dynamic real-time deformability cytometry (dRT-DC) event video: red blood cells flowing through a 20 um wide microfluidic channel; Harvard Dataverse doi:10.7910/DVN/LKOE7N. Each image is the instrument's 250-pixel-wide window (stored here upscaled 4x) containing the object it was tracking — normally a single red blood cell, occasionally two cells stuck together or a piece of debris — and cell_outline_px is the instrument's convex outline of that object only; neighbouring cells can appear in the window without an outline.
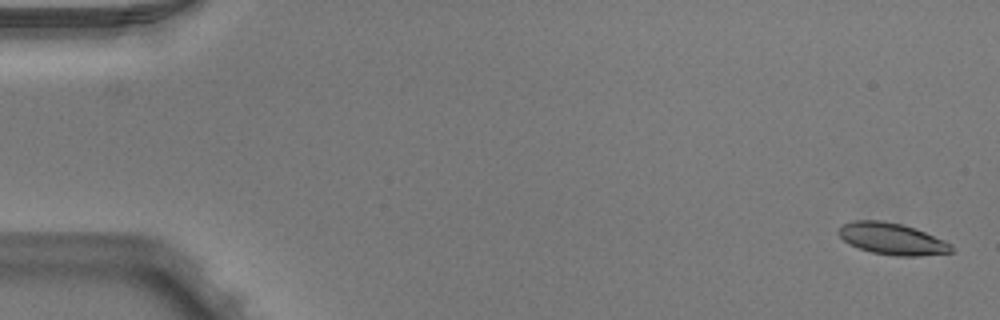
{"species": "Egyptian fruit bat (a non-hibernating species)", "species_latin": "Rousettus aegyptiacus", "temperature_condition": "warm", "stored_images_in_passage": 51, "camera_frame_rate_fps": 3000, "um_per_image_px": 0.085, "animal": {"sex": "male"}, "frame": {"image": 1, "passage_image": 1, "time_ms": 0.0, "image_size_px": [1000, 320], "cell_outline_px": [[952, 252], [920, 256], [896, 256], [872, 252], [848, 244], [836, 232], [840, 224], [852, 220], [884, 220], [916, 228], [944, 240], [952, 244]], "centroid_in_image_um": [75.79, 20.28], "position_along_channel_um": 9.2, "area_um2": 20.98}}
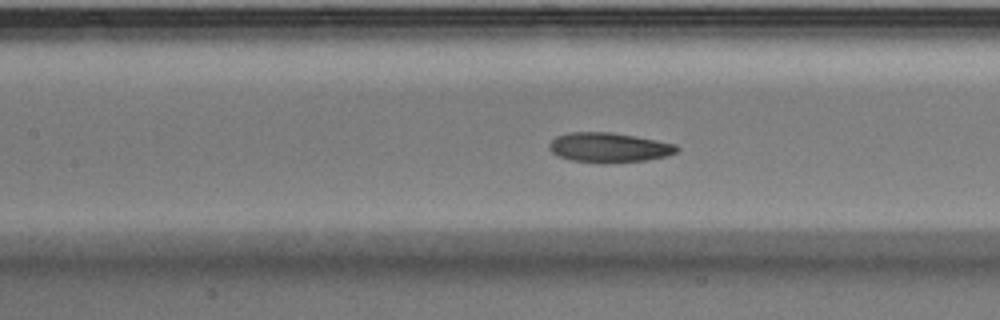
{"frame": {"image": 2, "passage_image": 23, "time_ms": 7.333, "image_size_px": [1000, 320], "cell_outline_px": [[680, 148], [676, 152], [664, 156], [648, 160], [608, 164], [604, 164], [572, 160], [560, 156], [552, 152], [548, 148], [548, 144], [556, 136], [568, 132], [612, 132], [636, 136], [676, 144]], "centroid_in_image_um": [51.75, 12.54], "position_along_channel_um": 155.6, "area_um2": 22.31}}
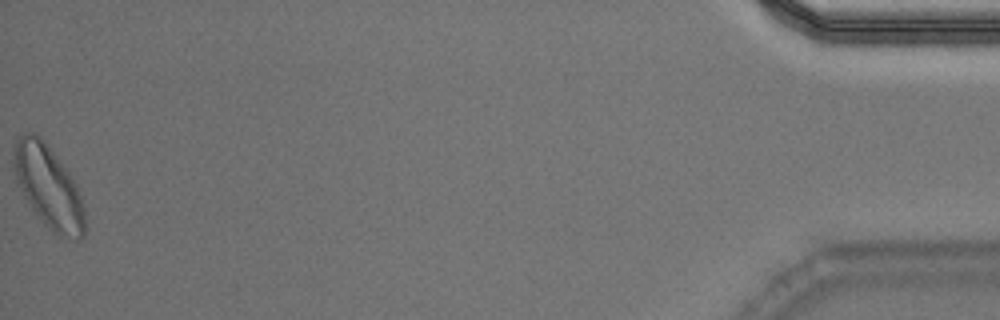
{"frame": {"image": 3, "passage_image": 51, "time_ms": 16.667, "image_size_px": [1000, 320], "cell_outline_px": [[84, 236], [80, 240], [76, 240], [56, 236], [44, 224], [32, 208], [16, 184], [12, 164], [12, 156], [16, 140], [24, 132], [32, 132], [40, 136], [48, 144], [68, 172], [76, 184], [84, 208]], "centroid_in_image_um": [4.09, 15.88], "position_along_channel_um": 431.1, "area_um2": 34.51}, "authors_computed_cell_mechanics": {"area_um2": 22.1374, "velocity_mm_per_s": 3.9672, "shape_relaxation_time_tau1_ms": 2.7283, "shape_relaxation_time_tau2_ms": 2.1924, "deformation_change_tau1": 0.1413, "deformation_change_tau2": 0.0976}}